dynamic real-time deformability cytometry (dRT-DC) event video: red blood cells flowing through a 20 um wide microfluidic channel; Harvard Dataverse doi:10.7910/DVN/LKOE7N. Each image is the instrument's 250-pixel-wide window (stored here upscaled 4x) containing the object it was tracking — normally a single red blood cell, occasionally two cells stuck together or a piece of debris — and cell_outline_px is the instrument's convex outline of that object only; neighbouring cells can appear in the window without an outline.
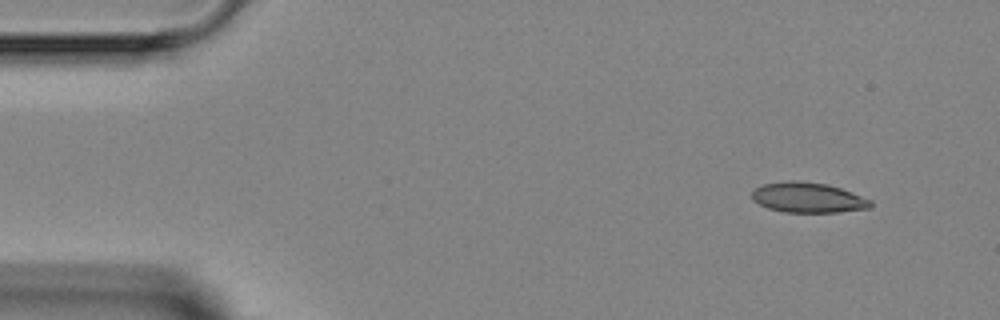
{"species": "Egyptian fruit bat (a non-hibernating species)", "species_latin": "Rousettus aegyptiacus", "temperature_condition": "room temperature", "stored_images_in_passage": 7, "camera_frame_rate_fps": 3000, "um_per_image_px": 0.085, "animal": {"sex": "female"}, "frame": {"image": 1, "passage_image": 1, "time_ms": 0.0, "image_size_px": [1000, 320], "cell_outline_px": [[872, 208], [840, 212], [784, 212], [768, 208], [752, 200], [752, 192], [756, 188], [764, 184], [788, 180], [796, 180], [828, 184], [852, 192], [872, 200]], "centroid_in_image_um": [68.71, 16.79], "position_along_channel_um": 16.3, "area_um2": 20.98}}